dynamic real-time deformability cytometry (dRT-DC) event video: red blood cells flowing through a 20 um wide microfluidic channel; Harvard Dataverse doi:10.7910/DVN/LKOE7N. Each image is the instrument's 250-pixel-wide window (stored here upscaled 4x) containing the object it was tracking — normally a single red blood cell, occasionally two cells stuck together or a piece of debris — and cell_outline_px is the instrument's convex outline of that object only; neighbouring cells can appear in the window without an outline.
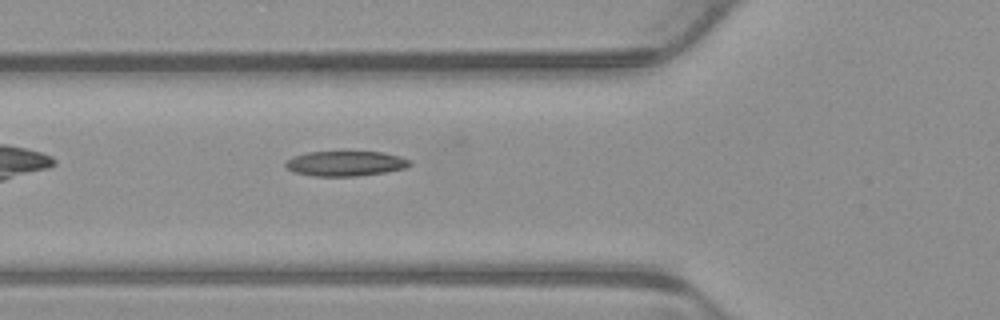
{"species": "common noctule bat (a hibernating species)", "species_latin": "Nyctalus noctula", "temperature_condition": "warm", "stored_images_in_passage": 4, "camera_frame_rate_fps": 3000, "um_per_image_px": 0.085, "animal": {"sex": "male", "body_mass_g": 23.1, "forearm_length_mm": 52.7}, "frame": {"image": 1, "passage_image": 4, "time_ms": 1.0, "image_size_px": [1000, 320], "cell_outline_px": [[412, 164], [404, 168], [384, 172], [356, 176], [316, 176], [296, 172], [288, 168], [284, 164], [284, 160], [292, 156], [308, 152], [340, 148], [344, 148], [380, 152], [400, 156], [412, 160]], "centroid_in_image_um": [29.35, 13.83], "position_along_channel_um": 96.5, "area_um2": 19.13}}